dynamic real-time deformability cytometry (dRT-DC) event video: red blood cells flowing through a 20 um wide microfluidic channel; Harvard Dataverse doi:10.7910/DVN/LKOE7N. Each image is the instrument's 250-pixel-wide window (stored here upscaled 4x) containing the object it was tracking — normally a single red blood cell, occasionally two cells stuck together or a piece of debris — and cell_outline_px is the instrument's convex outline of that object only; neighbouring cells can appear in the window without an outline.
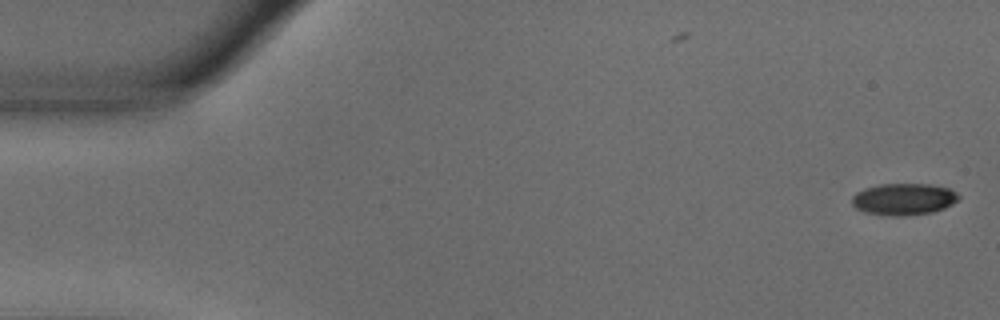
{"species": "common noctule bat (a hibernating species)", "species_latin": "Nyctalus noctula", "temperature_condition": "warm", "stored_images_in_passage": 54, "camera_frame_rate_fps": 3000, "um_per_image_px": 0.085, "animal": {"sex": "male", "body_mass_g": 18.8}, "frame": {"image": 1, "passage_image": 1, "time_ms": 0.0, "image_size_px": [1000, 320], "cell_outline_px": [[960, 196], [952, 204], [944, 208], [932, 212], [900, 216], [888, 216], [864, 212], [856, 208], [852, 204], [852, 196], [856, 192], [864, 188], [880, 184], [928, 184], [948, 188], [956, 192]], "centroid_in_image_um": [76.78, 16.93], "position_along_channel_um": 8.2, "area_um2": 19.71}}
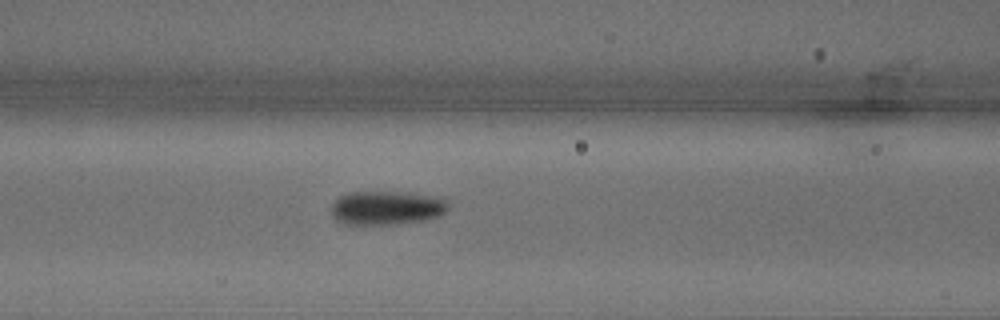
{"frame": {"image": 2, "passage_image": 22, "time_ms": 7.0, "image_size_px": [1000, 320], "cell_outline_px": [[448, 208], [440, 216], [424, 220], [392, 224], [344, 224], [336, 220], [332, 216], [332, 204], [340, 196], [348, 192], [408, 192], [440, 196], [448, 204]], "centroid_in_image_um": [32.87, 17.65], "position_along_channel_um": 133.7, "area_um2": 23.18}}
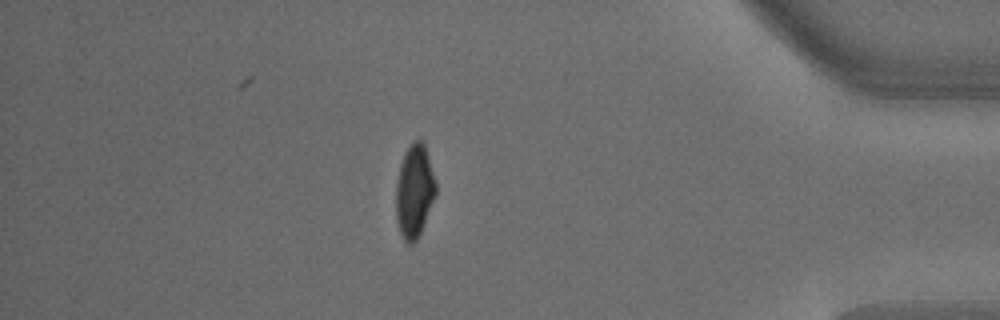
{"frame": {"image": 3, "passage_image": 47, "time_ms": 15.333, "image_size_px": [1000, 320], "cell_outline_px": [[436, 196], [420, 232], [416, 240], [412, 244], [408, 244], [404, 240], [400, 232], [396, 220], [396, 184], [400, 164], [404, 152], [416, 140], [424, 140], [436, 184]], "centroid_in_image_um": [35.22, 16.24], "position_along_channel_um": 400.0, "area_um2": 21.56}, "authors_computed_cell_mechanics": {"area_um2": 21.8773, "velocity_mm_per_s": 3.6692, "shape_relaxation_time_tau1_ms": 3.0985, "shape_relaxation_time_tau2_ms": null, "deformation_change_tau1": 0.1495, "deformation_change_tau2": null}}